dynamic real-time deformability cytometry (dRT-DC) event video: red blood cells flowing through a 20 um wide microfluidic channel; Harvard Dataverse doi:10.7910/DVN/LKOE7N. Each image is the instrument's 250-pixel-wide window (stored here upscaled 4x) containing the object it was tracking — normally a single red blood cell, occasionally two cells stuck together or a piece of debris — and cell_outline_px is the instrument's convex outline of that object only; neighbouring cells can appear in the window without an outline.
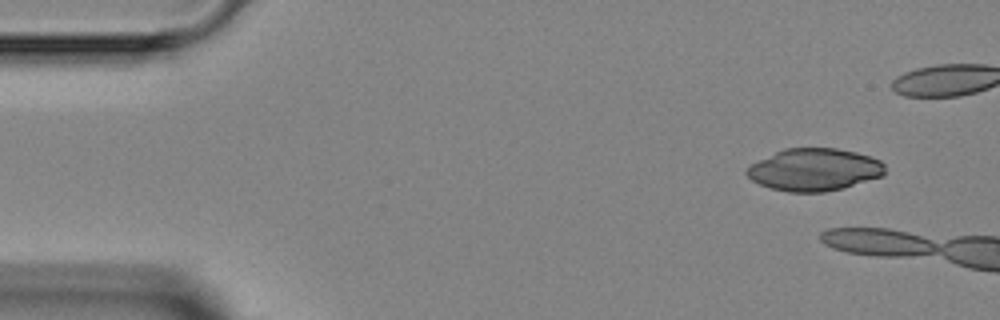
{"species": "Egyptian fruit bat (a non-hibernating species)", "species_latin": "Rousettus aegyptiacus", "temperature_condition": "room temperature", "stored_images_in_passage": 4, "segment_of_instrument_passage": [2, 2], "camera_frame_rate_fps": 3000, "um_per_image_px": 0.085, "animal": {"sex": "female"}, "frame": {"image": 1, "passage_image": 4, "time_ms": 3.667, "image_size_px": [1000, 320], "cell_outline_px": [[884, 176], [844, 188], [824, 192], [788, 192], [772, 188], [760, 184], [752, 180], [744, 172], [752, 164], [784, 148], [836, 148], [856, 152], [880, 160], [884, 164]], "centroid_in_image_um": [69.25, 14.43], "position_along_channel_um": 15.8, "area_um2": 33.99}}